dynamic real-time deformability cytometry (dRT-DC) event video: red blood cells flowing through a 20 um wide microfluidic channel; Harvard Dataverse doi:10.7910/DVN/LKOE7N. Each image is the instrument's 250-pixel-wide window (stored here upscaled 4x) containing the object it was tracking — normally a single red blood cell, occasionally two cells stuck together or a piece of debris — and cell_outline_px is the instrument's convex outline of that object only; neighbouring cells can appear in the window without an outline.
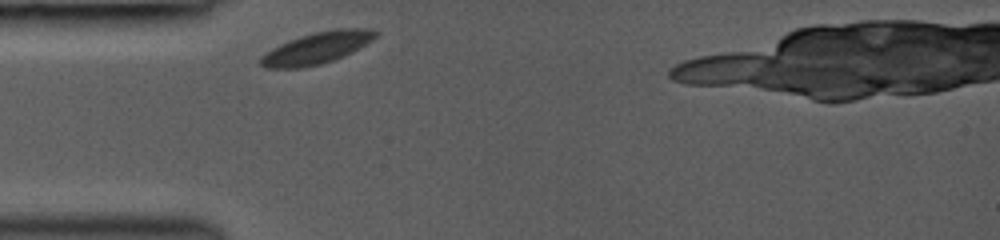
{"species": "common noctule bat (a hibernating species)", "species_latin": "Nyctalus noctula", "temperature_condition": "room temperature", "stored_images_in_passage": 12, "camera_frame_rate_fps": 3000, "um_per_image_px": 0.085, "animal": {"sex": "female", "body_mass_g": 19.0, "forearm_length_mm": 53.3}, "frame": {"image": 1, "passage_image": 1, "time_ms": 0.0, "image_size_px": [1000, 240], "cell_outline_px": [[380, 32], [372, 40], [352, 52], [344, 56], [320, 64], [300, 68], [264, 68], [260, 64], [260, 56], [272, 48], [288, 40], [300, 36], [316, 32], [336, 28], [372, 28]], "centroid_in_image_um": [26.94, 4.07], "position_along_channel_um": 58.1, "area_um2": 21.21}}
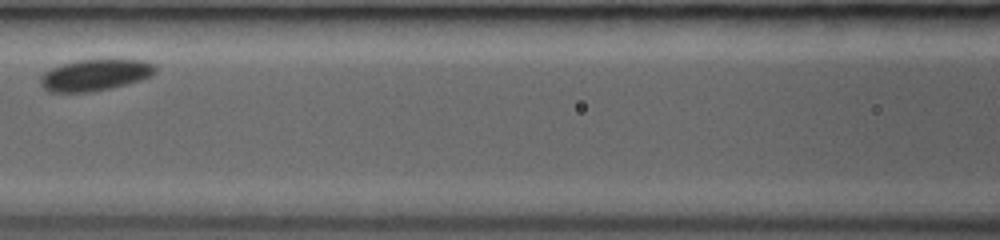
{"frame": {"image": 2, "passage_image": 6, "time_ms": 2.667, "image_size_px": [1000, 240], "cell_outline_px": [[156, 72], [152, 76], [128, 84], [92, 92], [48, 92], [40, 84], [40, 76], [44, 72], [60, 64], [76, 60], [144, 60], [156, 64]], "centroid_in_image_um": [8.09, 6.38], "position_along_channel_um": 158.5, "area_um2": 21.21}}
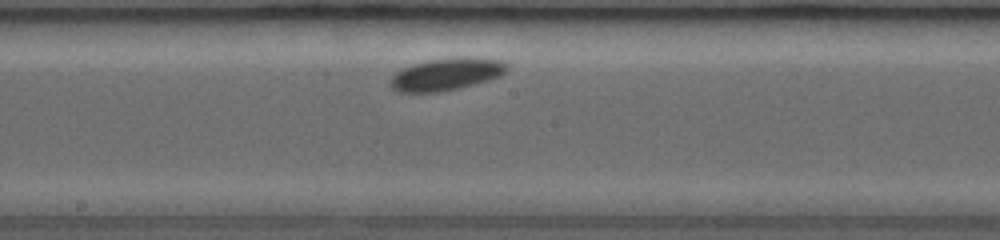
{"frame": {"image": 3, "passage_image": 9, "time_ms": 4.0, "image_size_px": [1000, 240], "cell_outline_px": [[508, 72], [500, 76], [488, 80], [460, 88], [436, 92], [396, 92], [388, 84], [392, 76], [396, 72], [412, 64], [428, 60], [456, 56], [464, 56], [500, 60], [508, 64]], "centroid_in_image_um": [37.95, 6.3], "position_along_channel_um": 210.2, "area_um2": 22.2}}